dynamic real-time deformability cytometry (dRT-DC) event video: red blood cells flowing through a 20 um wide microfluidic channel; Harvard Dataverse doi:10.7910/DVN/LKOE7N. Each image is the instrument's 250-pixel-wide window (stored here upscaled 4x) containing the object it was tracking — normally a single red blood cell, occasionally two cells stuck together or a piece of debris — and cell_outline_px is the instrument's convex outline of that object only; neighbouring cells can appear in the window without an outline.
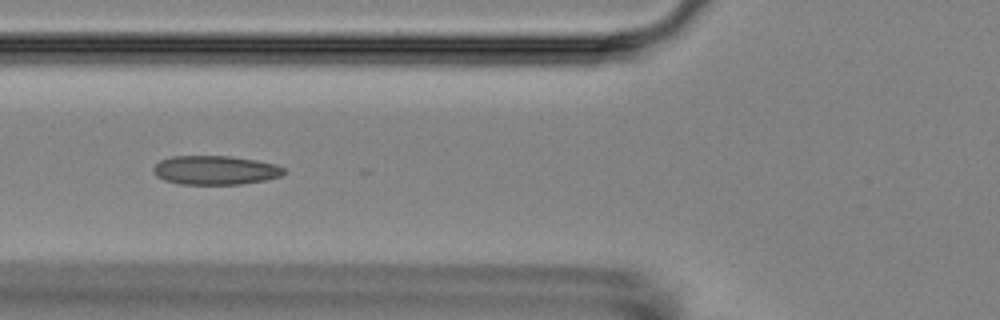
{"species": "Egyptian fruit bat (a non-hibernating species)", "species_latin": "Rousettus aegyptiacus", "temperature_condition": "room temperature", "stored_images_in_passage": 7, "camera_frame_rate_fps": 3000, "um_per_image_px": 0.085, "animal": {"sex": "female"}, "frame": {"image": 1, "passage_image": 6, "time_ms": 6.0, "image_size_px": [1000, 320], "cell_outline_px": [[284, 172], [280, 176], [264, 180], [240, 184], [180, 184], [164, 180], [156, 176], [152, 172], [152, 168], [160, 160], [172, 156], [232, 156], [256, 160], [276, 164], [284, 168]], "centroid_in_image_um": [18.26, 14.46], "position_along_channel_um": 107.5, "area_um2": 22.08}}